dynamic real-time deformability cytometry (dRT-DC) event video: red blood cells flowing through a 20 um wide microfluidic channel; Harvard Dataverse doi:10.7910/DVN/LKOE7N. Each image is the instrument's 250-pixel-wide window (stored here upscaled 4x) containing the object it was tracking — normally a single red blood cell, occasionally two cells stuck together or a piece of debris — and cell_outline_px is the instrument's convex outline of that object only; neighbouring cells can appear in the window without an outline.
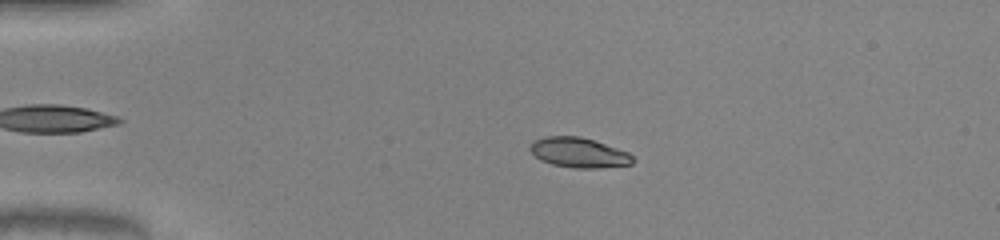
{"species": "common noctule bat (a hibernating species)", "species_latin": "Nyctalus noctula", "temperature_condition": "warm", "stored_images_in_passage": 44, "camera_frame_rate_fps": 3000, "um_per_image_px": 0.085, "animal": {"sex": "male", "body_mass_g": 20.0, "forearm_length_mm": 53.3}, "frame": {"image": 1, "passage_image": 11, "time_ms": 3.333, "image_size_px": [1000, 240], "cell_outline_px": [[636, 160], [632, 164], [596, 168], [572, 168], [552, 164], [540, 160], [528, 148], [536, 140], [548, 136], [580, 136], [628, 152]], "centroid_in_image_um": [49.21, 12.98], "position_along_channel_um": 35.8, "area_um2": 17.69}}
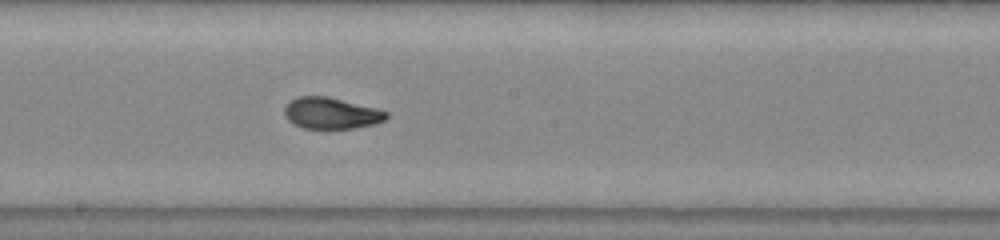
{"frame": {"image": 2, "passage_image": 28, "time_ms": 9.0, "image_size_px": [1000, 240], "cell_outline_px": [[388, 116], [384, 120], [372, 124], [352, 128], [304, 128], [288, 120], [284, 116], [284, 108], [292, 100], [300, 96], [328, 96], [376, 108], [388, 112]], "centroid_in_image_um": [28.14, 9.61], "position_along_channel_um": 220.1, "area_um2": 18.32}}
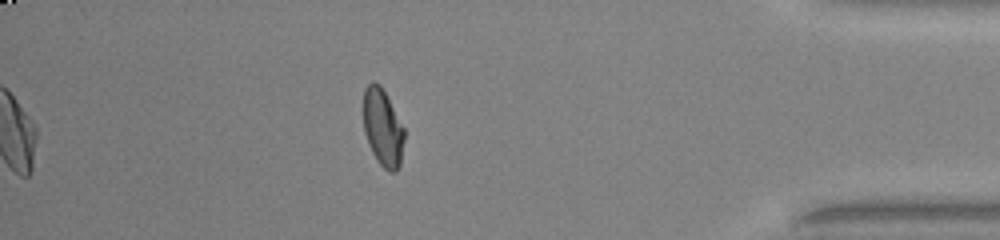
{"frame": {"image": 3, "passage_image": 44, "time_ms": 14.333, "image_size_px": [1000, 240], "cell_outline_px": [[404, 140], [400, 164], [396, 172], [388, 172], [376, 160], [368, 144], [364, 132], [360, 108], [364, 88], [372, 80], [380, 84], [404, 128]], "centroid_in_image_um": [32.47, 10.81], "position_along_channel_um": 402.7, "area_um2": 19.02}, "authors_computed_cell_mechanics": {"area_um2": 18.3515, "velocity_mm_per_s": 4.1313, "shape_relaxation_time_tau1_ms": 10.0418, "shape_relaxation_time_tau2_ms": null, "deformation_change_tau1": 0.2977, "deformation_change_tau2": null}}